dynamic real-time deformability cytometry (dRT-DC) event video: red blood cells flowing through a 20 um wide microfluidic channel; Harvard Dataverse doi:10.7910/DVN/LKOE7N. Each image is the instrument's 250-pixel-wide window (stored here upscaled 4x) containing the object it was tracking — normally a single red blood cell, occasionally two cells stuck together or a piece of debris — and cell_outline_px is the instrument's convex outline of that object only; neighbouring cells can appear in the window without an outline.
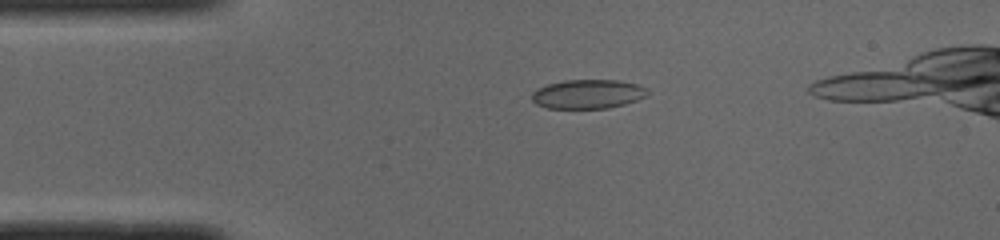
{"species": "common noctule bat (a hibernating species)", "species_latin": "Nyctalus noctula", "temperature_condition": "cold", "stored_images_in_passage": 45, "camera_frame_rate_fps": 3000, "um_per_image_px": 0.085, "animal": {"sex": "male", "body_mass_g": 19.0, "forearm_length_mm": 50.8}, "frame": {"image": 1, "passage_image": 10, "time_ms": 3.0, "image_size_px": [1000, 240], "cell_outline_px": [[648, 92], [644, 96], [636, 100], [624, 104], [608, 108], [548, 108], [536, 104], [532, 100], [532, 92], [548, 84], [564, 80], [616, 80], [636, 84], [648, 88]], "centroid_in_image_um": [49.96, 7.99], "position_along_channel_um": 35.0, "area_um2": 19.42}}
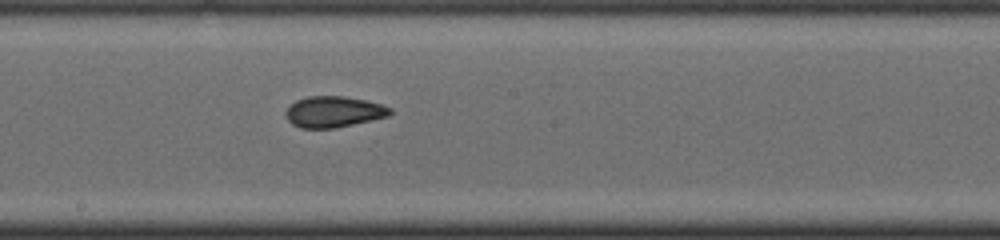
{"frame": {"image": 2, "passage_image": 26, "time_ms": 8.333, "image_size_px": [1000, 240], "cell_outline_px": [[392, 112], [388, 116], [372, 120], [336, 128], [300, 128], [292, 124], [288, 120], [284, 112], [296, 100], [308, 96], [344, 96], [364, 100], [380, 104], [392, 108]], "centroid_in_image_um": [28.35, 9.51], "position_along_channel_um": 219.8, "area_um2": 18.84}}
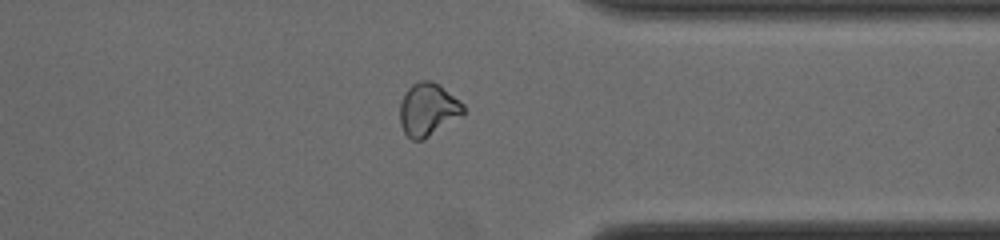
{"frame": {"image": 3, "passage_image": 38, "time_ms": 12.333, "image_size_px": [1000, 240], "cell_outline_px": [[464, 112], [424, 140], [412, 140], [404, 132], [400, 124], [400, 104], [408, 88], [412, 84], [420, 80], [432, 80], [440, 84], [460, 100], [464, 104]], "centroid_in_image_um": [36.36, 9.28], "position_along_channel_um": 375.0, "area_um2": 19.42}, "authors_computed_cell_mechanics": {"area_um2": 19.4208, "velocity_mm_per_s": 4.0318, "shape_relaxation_time_tau1_ms": null, "shape_relaxation_time_tau2_ms": 1.8803, "deformation_change_tau1": null, "deformation_change_tau2": 0.0633}}